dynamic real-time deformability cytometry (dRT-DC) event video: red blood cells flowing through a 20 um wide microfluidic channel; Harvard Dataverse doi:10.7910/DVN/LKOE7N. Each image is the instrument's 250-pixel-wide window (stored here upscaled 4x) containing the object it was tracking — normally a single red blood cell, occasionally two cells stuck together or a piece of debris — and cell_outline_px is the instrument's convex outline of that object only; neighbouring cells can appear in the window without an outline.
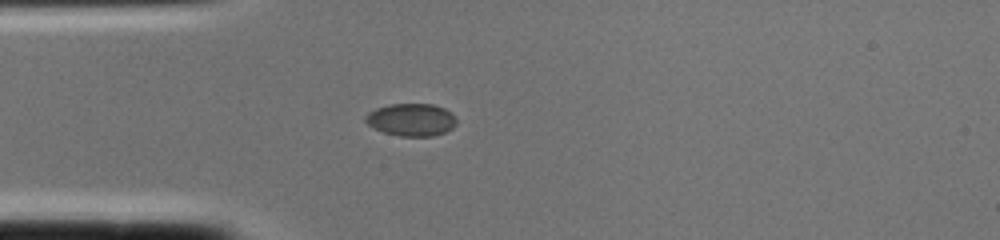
{"species": "common noctule bat (a hibernating species)", "species_latin": "Nyctalus noctula", "temperature_condition": "cold", "stored_images_in_passage": 1, "camera_frame_rate_fps": 3000, "um_per_image_px": 0.085, "animal": {"sex": "female", "body_mass_g": 22.0, "forearm_length_mm": 56.7}, "frame": {"image": 1, "passage_image": 1, "time_ms": 0.0, "image_size_px": [1000, 240], "cell_outline_px": [[456, 124], [452, 128], [444, 132], [432, 136], [400, 136], [384, 132], [372, 128], [364, 120], [364, 116], [368, 112], [376, 108], [388, 104], [432, 104], [444, 108], [452, 112], [456, 120]], "centroid_in_image_um": [34.94, 10.17], "position_along_channel_um": 50.1, "area_um2": 17.34}}